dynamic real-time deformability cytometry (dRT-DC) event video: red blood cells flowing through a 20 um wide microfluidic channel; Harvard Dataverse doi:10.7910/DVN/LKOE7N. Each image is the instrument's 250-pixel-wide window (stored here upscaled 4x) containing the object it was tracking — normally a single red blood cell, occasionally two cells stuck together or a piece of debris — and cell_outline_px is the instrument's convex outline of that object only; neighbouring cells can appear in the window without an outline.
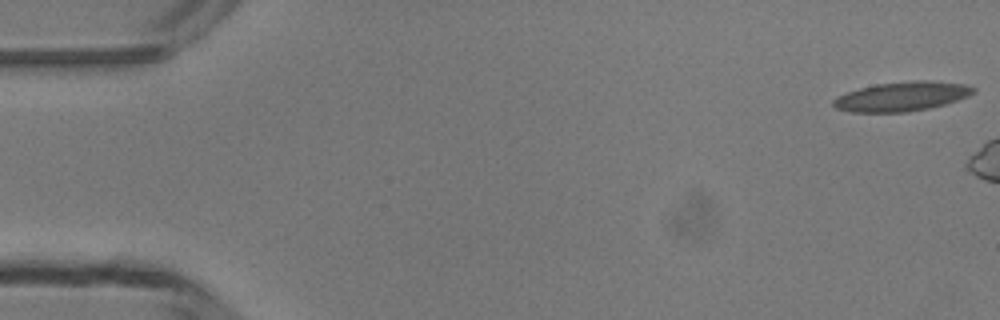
{"species": "common noctule bat (a hibernating species)", "species_latin": "Nyctalus noctula", "temperature_condition": "room temperature", "stored_images_in_passage": 6, "camera_frame_rate_fps": 3000, "um_per_image_px": 0.085, "animal": {"sex": "male", "body_mass_g": 13.3}, "frame": {"image": 1, "passage_image": 1, "time_ms": 0.0, "image_size_px": [1000, 320], "cell_outline_px": [[976, 92], [968, 96], [944, 104], [928, 108], [908, 112], [852, 112], [836, 108], [832, 104], [832, 100], [848, 92], [860, 88], [876, 84], [916, 80], [924, 80], [964, 84], [976, 88]], "centroid_in_image_um": [76.67, 8.2], "position_along_channel_um": 8.3, "area_um2": 23.7}}